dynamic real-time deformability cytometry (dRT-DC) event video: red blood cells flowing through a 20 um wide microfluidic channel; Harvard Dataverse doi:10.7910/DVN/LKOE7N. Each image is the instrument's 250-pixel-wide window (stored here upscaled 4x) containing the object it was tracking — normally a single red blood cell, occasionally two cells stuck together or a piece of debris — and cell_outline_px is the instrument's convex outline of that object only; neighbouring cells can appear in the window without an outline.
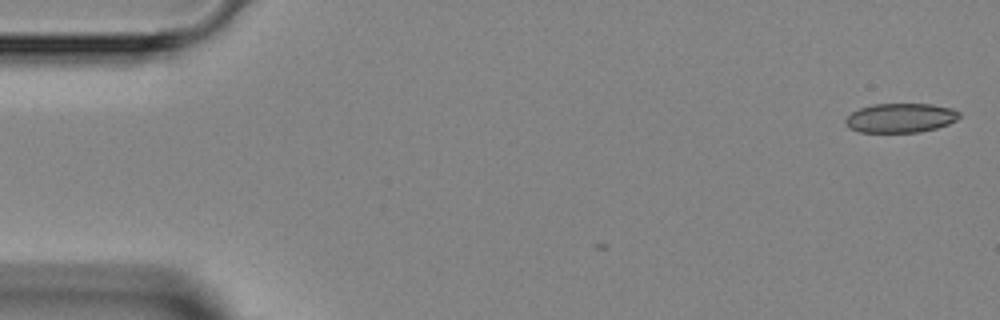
{"species": "Egyptian fruit bat (a non-hibernating species)", "species_latin": "Rousettus aegyptiacus", "temperature_condition": "room temperature", "stored_images_in_passage": 2, "camera_frame_rate_fps": 3000, "um_per_image_px": 0.085, "animal": {"sex": "female"}, "frame": {"image": 1, "passage_image": 2, "time_ms": 1.333, "image_size_px": [1000, 320], "cell_outline_px": [[960, 116], [956, 120], [948, 124], [936, 128], [920, 132], [860, 132], [848, 128], [844, 120], [852, 112], [860, 108], [872, 104], [932, 104], [952, 108], [960, 112]], "centroid_in_image_um": [76.54, 10.02], "position_along_channel_um": 8.5, "area_um2": 19.48}}